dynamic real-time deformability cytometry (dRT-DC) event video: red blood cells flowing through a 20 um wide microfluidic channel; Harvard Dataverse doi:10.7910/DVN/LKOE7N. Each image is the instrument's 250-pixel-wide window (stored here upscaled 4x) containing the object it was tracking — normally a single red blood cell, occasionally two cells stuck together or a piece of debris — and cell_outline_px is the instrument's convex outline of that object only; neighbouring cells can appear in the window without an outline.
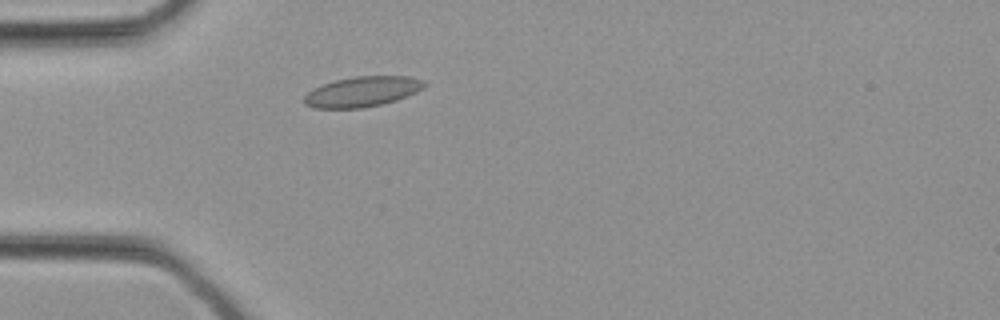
{"species": "common noctule bat (a hibernating species)", "species_latin": "Nyctalus noctula", "temperature_condition": "cold", "stored_images_in_passage": 27, "camera_frame_rate_fps": 3000, "um_per_image_px": 0.085, "animal": {"sex": "female", "body_mass_g": 21.9}, "frame": {"image": 1, "passage_image": 4, "time_ms": 1.0, "image_size_px": [1000, 320], "cell_outline_px": [[428, 84], [424, 88], [408, 96], [396, 100], [364, 108], [312, 108], [304, 104], [304, 96], [308, 92], [324, 84], [336, 80], [356, 76], [408, 76], [424, 80]], "centroid_in_image_um": [30.83, 7.79], "position_along_channel_um": 54.2, "area_um2": 21.15}}
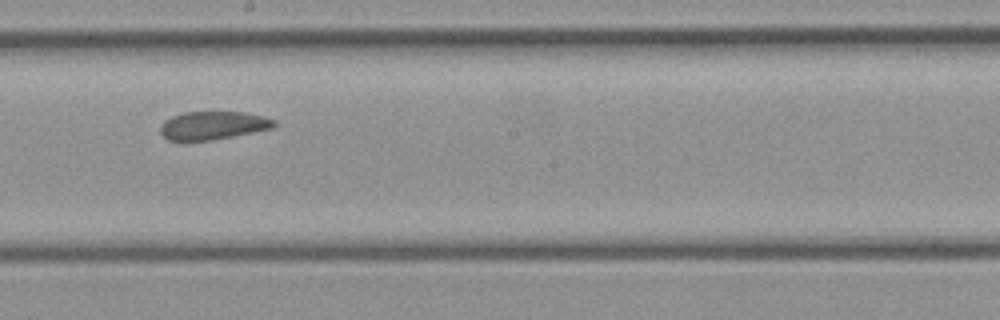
{"frame": {"image": 2, "passage_image": 13, "time_ms": 4.0, "image_size_px": [1000, 320], "cell_outline_px": [[276, 124], [272, 128], [212, 140], [168, 140], [160, 132], [160, 124], [164, 120], [172, 116], [184, 112], [244, 112], [276, 120]], "centroid_in_image_um": [18.07, 10.65], "position_along_channel_um": 230.1, "area_um2": 18.5}}
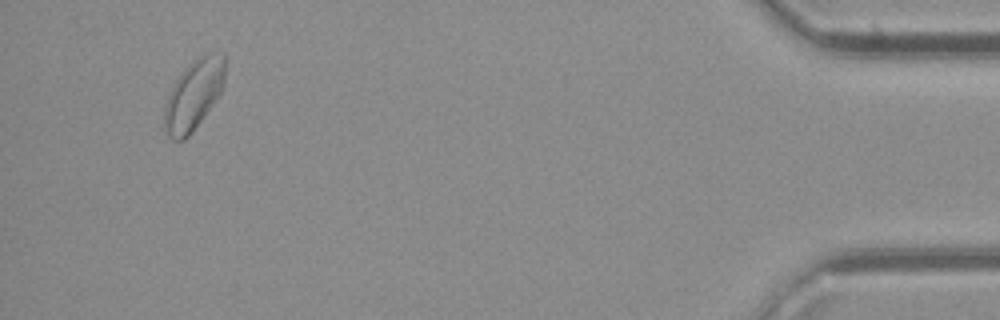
{"frame": {"image": 3, "passage_image": 26, "time_ms": 8.333, "image_size_px": [1000, 320], "cell_outline_px": [[228, 60], [224, 84], [216, 100], [192, 132], [184, 140], [172, 140], [164, 132], [164, 108], [168, 96], [176, 80], [188, 64], [212, 52], [224, 52]], "centroid_in_image_um": [16.5, 8.05], "position_along_channel_um": 418.7, "area_um2": 24.91}}